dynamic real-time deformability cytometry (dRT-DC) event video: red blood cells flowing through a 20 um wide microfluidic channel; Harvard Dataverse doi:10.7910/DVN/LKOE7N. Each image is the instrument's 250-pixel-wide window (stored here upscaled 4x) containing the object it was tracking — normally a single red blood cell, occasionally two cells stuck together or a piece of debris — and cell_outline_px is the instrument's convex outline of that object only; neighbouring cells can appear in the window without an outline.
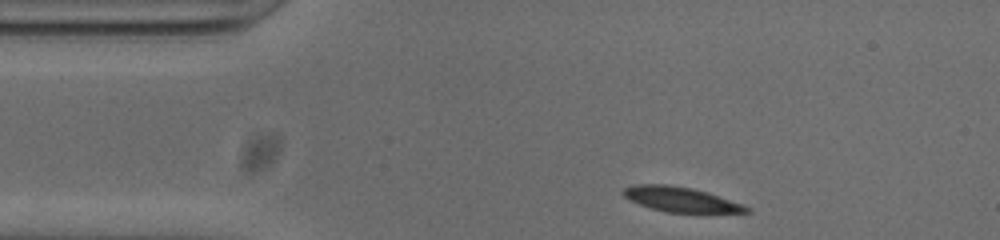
{"species": "common noctule bat (a hibernating species)", "species_latin": "Nyctalus noctula", "temperature_condition": "cold", "stored_images_in_passage": 9, "camera_frame_rate_fps": 3000, "um_per_image_px": 0.085, "animal": {"sex": "male", "body_mass_g": 20.0, "forearm_length_mm": 53.3}, "frame": {"image": 1, "passage_image": 1, "time_ms": 0.0, "image_size_px": [1000, 240], "cell_outline_px": [[752, 212], [668, 212], [652, 208], [640, 204], [624, 196], [620, 192], [624, 188], [632, 184], [668, 184], [692, 188], [708, 192], [744, 204], [752, 208]], "centroid_in_image_um": [57.89, 16.93], "position_along_channel_um": 27.1, "area_um2": 17.8}}
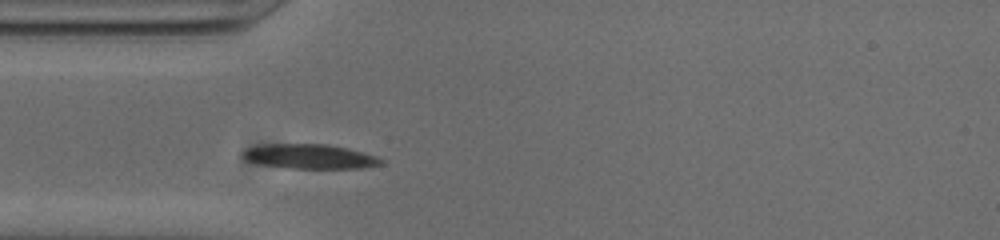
{"frame": {"image": 2, "passage_image": 7, "time_ms": 2.0, "image_size_px": [1000, 240], "cell_outline_px": [[384, 164], [364, 168], [292, 168], [260, 164], [248, 160], [244, 156], [244, 152], [248, 148], [256, 144], [328, 144], [348, 148], [376, 156], [384, 160]], "centroid_in_image_um": [26.38, 13.29], "position_along_channel_um": 58.6, "area_um2": 19.71}}